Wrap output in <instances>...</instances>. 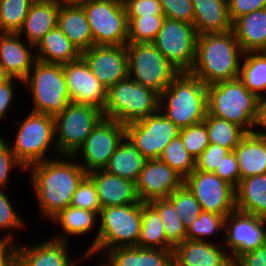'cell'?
<instances>
[{
    "instance_id": "35",
    "label": "cell",
    "mask_w": 266,
    "mask_h": 266,
    "mask_svg": "<svg viewBox=\"0 0 266 266\" xmlns=\"http://www.w3.org/2000/svg\"><path fill=\"white\" fill-rule=\"evenodd\" d=\"M137 247L174 249L166 239L160 215L149 203L142 202V226Z\"/></svg>"
},
{
    "instance_id": "9",
    "label": "cell",
    "mask_w": 266,
    "mask_h": 266,
    "mask_svg": "<svg viewBox=\"0 0 266 266\" xmlns=\"http://www.w3.org/2000/svg\"><path fill=\"white\" fill-rule=\"evenodd\" d=\"M128 76L159 95L180 71L152 43H127Z\"/></svg>"
},
{
    "instance_id": "32",
    "label": "cell",
    "mask_w": 266,
    "mask_h": 266,
    "mask_svg": "<svg viewBox=\"0 0 266 266\" xmlns=\"http://www.w3.org/2000/svg\"><path fill=\"white\" fill-rule=\"evenodd\" d=\"M36 59L54 64H67L81 57V52L56 26L35 46Z\"/></svg>"
},
{
    "instance_id": "1",
    "label": "cell",
    "mask_w": 266,
    "mask_h": 266,
    "mask_svg": "<svg viewBox=\"0 0 266 266\" xmlns=\"http://www.w3.org/2000/svg\"><path fill=\"white\" fill-rule=\"evenodd\" d=\"M26 172L38 201L39 215L45 220L71 205L76 188L88 174L73 156L32 164Z\"/></svg>"
},
{
    "instance_id": "2",
    "label": "cell",
    "mask_w": 266,
    "mask_h": 266,
    "mask_svg": "<svg viewBox=\"0 0 266 266\" xmlns=\"http://www.w3.org/2000/svg\"><path fill=\"white\" fill-rule=\"evenodd\" d=\"M244 52L234 32L204 33L197 37L194 64L189 71L205 85L239 77Z\"/></svg>"
},
{
    "instance_id": "19",
    "label": "cell",
    "mask_w": 266,
    "mask_h": 266,
    "mask_svg": "<svg viewBox=\"0 0 266 266\" xmlns=\"http://www.w3.org/2000/svg\"><path fill=\"white\" fill-rule=\"evenodd\" d=\"M184 178L159 159H147L136 184L138 198L143 203L168 198L183 185Z\"/></svg>"
},
{
    "instance_id": "21",
    "label": "cell",
    "mask_w": 266,
    "mask_h": 266,
    "mask_svg": "<svg viewBox=\"0 0 266 266\" xmlns=\"http://www.w3.org/2000/svg\"><path fill=\"white\" fill-rule=\"evenodd\" d=\"M185 240L173 249L175 266H233L223 243ZM213 241V242H212Z\"/></svg>"
},
{
    "instance_id": "48",
    "label": "cell",
    "mask_w": 266,
    "mask_h": 266,
    "mask_svg": "<svg viewBox=\"0 0 266 266\" xmlns=\"http://www.w3.org/2000/svg\"><path fill=\"white\" fill-rule=\"evenodd\" d=\"M166 18L193 24L194 8L192 0H159Z\"/></svg>"
},
{
    "instance_id": "39",
    "label": "cell",
    "mask_w": 266,
    "mask_h": 266,
    "mask_svg": "<svg viewBox=\"0 0 266 266\" xmlns=\"http://www.w3.org/2000/svg\"><path fill=\"white\" fill-rule=\"evenodd\" d=\"M127 18V43H153L166 17L164 14H155Z\"/></svg>"
},
{
    "instance_id": "23",
    "label": "cell",
    "mask_w": 266,
    "mask_h": 266,
    "mask_svg": "<svg viewBox=\"0 0 266 266\" xmlns=\"http://www.w3.org/2000/svg\"><path fill=\"white\" fill-rule=\"evenodd\" d=\"M93 181L101 208L124 206L140 202L135 182L107 173L104 170L89 172Z\"/></svg>"
},
{
    "instance_id": "17",
    "label": "cell",
    "mask_w": 266,
    "mask_h": 266,
    "mask_svg": "<svg viewBox=\"0 0 266 266\" xmlns=\"http://www.w3.org/2000/svg\"><path fill=\"white\" fill-rule=\"evenodd\" d=\"M81 57L107 90L128 77L126 45H94L81 52Z\"/></svg>"
},
{
    "instance_id": "28",
    "label": "cell",
    "mask_w": 266,
    "mask_h": 266,
    "mask_svg": "<svg viewBox=\"0 0 266 266\" xmlns=\"http://www.w3.org/2000/svg\"><path fill=\"white\" fill-rule=\"evenodd\" d=\"M232 31L244 53L266 51V8L237 18Z\"/></svg>"
},
{
    "instance_id": "43",
    "label": "cell",
    "mask_w": 266,
    "mask_h": 266,
    "mask_svg": "<svg viewBox=\"0 0 266 266\" xmlns=\"http://www.w3.org/2000/svg\"><path fill=\"white\" fill-rule=\"evenodd\" d=\"M167 199L173 204L186 229L192 225L202 212L201 205L184 184Z\"/></svg>"
},
{
    "instance_id": "33",
    "label": "cell",
    "mask_w": 266,
    "mask_h": 266,
    "mask_svg": "<svg viewBox=\"0 0 266 266\" xmlns=\"http://www.w3.org/2000/svg\"><path fill=\"white\" fill-rule=\"evenodd\" d=\"M146 161L141 152L125 137L103 170L136 182Z\"/></svg>"
},
{
    "instance_id": "22",
    "label": "cell",
    "mask_w": 266,
    "mask_h": 266,
    "mask_svg": "<svg viewBox=\"0 0 266 266\" xmlns=\"http://www.w3.org/2000/svg\"><path fill=\"white\" fill-rule=\"evenodd\" d=\"M21 38L18 33H0V64L10 77L23 81L37 59L35 46Z\"/></svg>"
},
{
    "instance_id": "49",
    "label": "cell",
    "mask_w": 266,
    "mask_h": 266,
    "mask_svg": "<svg viewBox=\"0 0 266 266\" xmlns=\"http://www.w3.org/2000/svg\"><path fill=\"white\" fill-rule=\"evenodd\" d=\"M124 7L127 17L163 14L159 0H128Z\"/></svg>"
},
{
    "instance_id": "45",
    "label": "cell",
    "mask_w": 266,
    "mask_h": 266,
    "mask_svg": "<svg viewBox=\"0 0 266 266\" xmlns=\"http://www.w3.org/2000/svg\"><path fill=\"white\" fill-rule=\"evenodd\" d=\"M71 206L96 213L101 212V205L93 181L86 176L73 194Z\"/></svg>"
},
{
    "instance_id": "56",
    "label": "cell",
    "mask_w": 266,
    "mask_h": 266,
    "mask_svg": "<svg viewBox=\"0 0 266 266\" xmlns=\"http://www.w3.org/2000/svg\"><path fill=\"white\" fill-rule=\"evenodd\" d=\"M11 77L10 75L5 71L4 67L0 64V84L6 82Z\"/></svg>"
},
{
    "instance_id": "59",
    "label": "cell",
    "mask_w": 266,
    "mask_h": 266,
    "mask_svg": "<svg viewBox=\"0 0 266 266\" xmlns=\"http://www.w3.org/2000/svg\"><path fill=\"white\" fill-rule=\"evenodd\" d=\"M121 4H124L128 0H118Z\"/></svg>"
},
{
    "instance_id": "38",
    "label": "cell",
    "mask_w": 266,
    "mask_h": 266,
    "mask_svg": "<svg viewBox=\"0 0 266 266\" xmlns=\"http://www.w3.org/2000/svg\"><path fill=\"white\" fill-rule=\"evenodd\" d=\"M225 218L222 215L202 211L200 216L186 229V240L211 242L209 237L214 239L215 236L221 235L219 243H223Z\"/></svg>"
},
{
    "instance_id": "52",
    "label": "cell",
    "mask_w": 266,
    "mask_h": 266,
    "mask_svg": "<svg viewBox=\"0 0 266 266\" xmlns=\"http://www.w3.org/2000/svg\"><path fill=\"white\" fill-rule=\"evenodd\" d=\"M17 81L23 86V81L15 77H11L6 82L0 84V120L8 119L7 114L13 106L12 103L16 93L14 85H16Z\"/></svg>"
},
{
    "instance_id": "41",
    "label": "cell",
    "mask_w": 266,
    "mask_h": 266,
    "mask_svg": "<svg viewBox=\"0 0 266 266\" xmlns=\"http://www.w3.org/2000/svg\"><path fill=\"white\" fill-rule=\"evenodd\" d=\"M158 159L168 164L183 178L195 169V159L187 152L180 136L170 141Z\"/></svg>"
},
{
    "instance_id": "12",
    "label": "cell",
    "mask_w": 266,
    "mask_h": 266,
    "mask_svg": "<svg viewBox=\"0 0 266 266\" xmlns=\"http://www.w3.org/2000/svg\"><path fill=\"white\" fill-rule=\"evenodd\" d=\"M198 33L193 24L165 18L153 45L180 72L194 64Z\"/></svg>"
},
{
    "instance_id": "5",
    "label": "cell",
    "mask_w": 266,
    "mask_h": 266,
    "mask_svg": "<svg viewBox=\"0 0 266 266\" xmlns=\"http://www.w3.org/2000/svg\"><path fill=\"white\" fill-rule=\"evenodd\" d=\"M14 124L18 126L16 137L14 144L9 141V145L25 169L32 164L60 157L55 142L54 116L30 111L23 120L17 119ZM50 153L55 154L54 157Z\"/></svg>"
},
{
    "instance_id": "47",
    "label": "cell",
    "mask_w": 266,
    "mask_h": 266,
    "mask_svg": "<svg viewBox=\"0 0 266 266\" xmlns=\"http://www.w3.org/2000/svg\"><path fill=\"white\" fill-rule=\"evenodd\" d=\"M231 151L217 144H209L195 160V170L215 173L220 168L224 156Z\"/></svg>"
},
{
    "instance_id": "11",
    "label": "cell",
    "mask_w": 266,
    "mask_h": 266,
    "mask_svg": "<svg viewBox=\"0 0 266 266\" xmlns=\"http://www.w3.org/2000/svg\"><path fill=\"white\" fill-rule=\"evenodd\" d=\"M87 15L94 45H126L128 18L118 0H87L80 3Z\"/></svg>"
},
{
    "instance_id": "58",
    "label": "cell",
    "mask_w": 266,
    "mask_h": 266,
    "mask_svg": "<svg viewBox=\"0 0 266 266\" xmlns=\"http://www.w3.org/2000/svg\"><path fill=\"white\" fill-rule=\"evenodd\" d=\"M34 2H38V1H53V0H33ZM56 1V0H55Z\"/></svg>"
},
{
    "instance_id": "57",
    "label": "cell",
    "mask_w": 266,
    "mask_h": 266,
    "mask_svg": "<svg viewBox=\"0 0 266 266\" xmlns=\"http://www.w3.org/2000/svg\"><path fill=\"white\" fill-rule=\"evenodd\" d=\"M58 3H82L87 0H56Z\"/></svg>"
},
{
    "instance_id": "13",
    "label": "cell",
    "mask_w": 266,
    "mask_h": 266,
    "mask_svg": "<svg viewBox=\"0 0 266 266\" xmlns=\"http://www.w3.org/2000/svg\"><path fill=\"white\" fill-rule=\"evenodd\" d=\"M124 138L125 125L103 117L73 157L87 173L103 170Z\"/></svg>"
},
{
    "instance_id": "8",
    "label": "cell",
    "mask_w": 266,
    "mask_h": 266,
    "mask_svg": "<svg viewBox=\"0 0 266 266\" xmlns=\"http://www.w3.org/2000/svg\"><path fill=\"white\" fill-rule=\"evenodd\" d=\"M159 110V94L129 76L107 90L103 114L123 125L139 121Z\"/></svg>"
},
{
    "instance_id": "46",
    "label": "cell",
    "mask_w": 266,
    "mask_h": 266,
    "mask_svg": "<svg viewBox=\"0 0 266 266\" xmlns=\"http://www.w3.org/2000/svg\"><path fill=\"white\" fill-rule=\"evenodd\" d=\"M0 136V189L8 191V183L10 182L11 173L14 170L20 169L25 173V167L16 159L15 154L12 152L9 142ZM17 168V169H16Z\"/></svg>"
},
{
    "instance_id": "31",
    "label": "cell",
    "mask_w": 266,
    "mask_h": 266,
    "mask_svg": "<svg viewBox=\"0 0 266 266\" xmlns=\"http://www.w3.org/2000/svg\"><path fill=\"white\" fill-rule=\"evenodd\" d=\"M236 210L266 219V173L241 179L235 187Z\"/></svg>"
},
{
    "instance_id": "16",
    "label": "cell",
    "mask_w": 266,
    "mask_h": 266,
    "mask_svg": "<svg viewBox=\"0 0 266 266\" xmlns=\"http://www.w3.org/2000/svg\"><path fill=\"white\" fill-rule=\"evenodd\" d=\"M266 243V219L235 210L225 218L223 246L234 262Z\"/></svg>"
},
{
    "instance_id": "50",
    "label": "cell",
    "mask_w": 266,
    "mask_h": 266,
    "mask_svg": "<svg viewBox=\"0 0 266 266\" xmlns=\"http://www.w3.org/2000/svg\"><path fill=\"white\" fill-rule=\"evenodd\" d=\"M215 174L221 179L227 181L236 187L240 181L239 164L234 151L224 156L220 168H217Z\"/></svg>"
},
{
    "instance_id": "36",
    "label": "cell",
    "mask_w": 266,
    "mask_h": 266,
    "mask_svg": "<svg viewBox=\"0 0 266 266\" xmlns=\"http://www.w3.org/2000/svg\"><path fill=\"white\" fill-rule=\"evenodd\" d=\"M206 124L209 142L233 151L247 132L239 125L207 113Z\"/></svg>"
},
{
    "instance_id": "55",
    "label": "cell",
    "mask_w": 266,
    "mask_h": 266,
    "mask_svg": "<svg viewBox=\"0 0 266 266\" xmlns=\"http://www.w3.org/2000/svg\"><path fill=\"white\" fill-rule=\"evenodd\" d=\"M0 266H17L16 244L0 241Z\"/></svg>"
},
{
    "instance_id": "14",
    "label": "cell",
    "mask_w": 266,
    "mask_h": 266,
    "mask_svg": "<svg viewBox=\"0 0 266 266\" xmlns=\"http://www.w3.org/2000/svg\"><path fill=\"white\" fill-rule=\"evenodd\" d=\"M180 128L160 110L125 125V137L146 159H158L164 148L180 134Z\"/></svg>"
},
{
    "instance_id": "4",
    "label": "cell",
    "mask_w": 266,
    "mask_h": 266,
    "mask_svg": "<svg viewBox=\"0 0 266 266\" xmlns=\"http://www.w3.org/2000/svg\"><path fill=\"white\" fill-rule=\"evenodd\" d=\"M99 222L95 238L84 250L87 260L109 249L138 245L142 226V202L102 208Z\"/></svg>"
},
{
    "instance_id": "10",
    "label": "cell",
    "mask_w": 266,
    "mask_h": 266,
    "mask_svg": "<svg viewBox=\"0 0 266 266\" xmlns=\"http://www.w3.org/2000/svg\"><path fill=\"white\" fill-rule=\"evenodd\" d=\"M103 117L98 108L74 102L56 114L55 142L60 156H73Z\"/></svg>"
},
{
    "instance_id": "40",
    "label": "cell",
    "mask_w": 266,
    "mask_h": 266,
    "mask_svg": "<svg viewBox=\"0 0 266 266\" xmlns=\"http://www.w3.org/2000/svg\"><path fill=\"white\" fill-rule=\"evenodd\" d=\"M33 0H1L0 33H18Z\"/></svg>"
},
{
    "instance_id": "29",
    "label": "cell",
    "mask_w": 266,
    "mask_h": 266,
    "mask_svg": "<svg viewBox=\"0 0 266 266\" xmlns=\"http://www.w3.org/2000/svg\"><path fill=\"white\" fill-rule=\"evenodd\" d=\"M233 151L239 164L240 180L266 173V136L247 133Z\"/></svg>"
},
{
    "instance_id": "60",
    "label": "cell",
    "mask_w": 266,
    "mask_h": 266,
    "mask_svg": "<svg viewBox=\"0 0 266 266\" xmlns=\"http://www.w3.org/2000/svg\"><path fill=\"white\" fill-rule=\"evenodd\" d=\"M168 266H175L174 262L172 261Z\"/></svg>"
},
{
    "instance_id": "53",
    "label": "cell",
    "mask_w": 266,
    "mask_h": 266,
    "mask_svg": "<svg viewBox=\"0 0 266 266\" xmlns=\"http://www.w3.org/2000/svg\"><path fill=\"white\" fill-rule=\"evenodd\" d=\"M233 266H266V243L240 255L233 262Z\"/></svg>"
},
{
    "instance_id": "30",
    "label": "cell",
    "mask_w": 266,
    "mask_h": 266,
    "mask_svg": "<svg viewBox=\"0 0 266 266\" xmlns=\"http://www.w3.org/2000/svg\"><path fill=\"white\" fill-rule=\"evenodd\" d=\"M99 221V213L68 206L55 215L50 223L60 226L62 230L52 236V239L69 242L71 236H85L89 233H94L97 229ZM96 228V229H95ZM94 230V231H93Z\"/></svg>"
},
{
    "instance_id": "44",
    "label": "cell",
    "mask_w": 266,
    "mask_h": 266,
    "mask_svg": "<svg viewBox=\"0 0 266 266\" xmlns=\"http://www.w3.org/2000/svg\"><path fill=\"white\" fill-rule=\"evenodd\" d=\"M179 136L187 152L196 160L210 144L204 122L181 128Z\"/></svg>"
},
{
    "instance_id": "6",
    "label": "cell",
    "mask_w": 266,
    "mask_h": 266,
    "mask_svg": "<svg viewBox=\"0 0 266 266\" xmlns=\"http://www.w3.org/2000/svg\"><path fill=\"white\" fill-rule=\"evenodd\" d=\"M258 97L239 78L207 86V113L252 133Z\"/></svg>"
},
{
    "instance_id": "18",
    "label": "cell",
    "mask_w": 266,
    "mask_h": 266,
    "mask_svg": "<svg viewBox=\"0 0 266 266\" xmlns=\"http://www.w3.org/2000/svg\"><path fill=\"white\" fill-rule=\"evenodd\" d=\"M62 67L71 102L94 106L104 111L107 89L93 75L85 60L80 57Z\"/></svg>"
},
{
    "instance_id": "24",
    "label": "cell",
    "mask_w": 266,
    "mask_h": 266,
    "mask_svg": "<svg viewBox=\"0 0 266 266\" xmlns=\"http://www.w3.org/2000/svg\"><path fill=\"white\" fill-rule=\"evenodd\" d=\"M101 253L100 266H168L173 261V250L159 248L116 247Z\"/></svg>"
},
{
    "instance_id": "54",
    "label": "cell",
    "mask_w": 266,
    "mask_h": 266,
    "mask_svg": "<svg viewBox=\"0 0 266 266\" xmlns=\"http://www.w3.org/2000/svg\"><path fill=\"white\" fill-rule=\"evenodd\" d=\"M252 133L266 136V96L258 98Z\"/></svg>"
},
{
    "instance_id": "25",
    "label": "cell",
    "mask_w": 266,
    "mask_h": 266,
    "mask_svg": "<svg viewBox=\"0 0 266 266\" xmlns=\"http://www.w3.org/2000/svg\"><path fill=\"white\" fill-rule=\"evenodd\" d=\"M57 27L80 52L94 46L88 18L81 4L60 3Z\"/></svg>"
},
{
    "instance_id": "15",
    "label": "cell",
    "mask_w": 266,
    "mask_h": 266,
    "mask_svg": "<svg viewBox=\"0 0 266 266\" xmlns=\"http://www.w3.org/2000/svg\"><path fill=\"white\" fill-rule=\"evenodd\" d=\"M183 184L194 195L202 211L226 217L236 210L235 187L215 173L193 170Z\"/></svg>"
},
{
    "instance_id": "34",
    "label": "cell",
    "mask_w": 266,
    "mask_h": 266,
    "mask_svg": "<svg viewBox=\"0 0 266 266\" xmlns=\"http://www.w3.org/2000/svg\"><path fill=\"white\" fill-rule=\"evenodd\" d=\"M238 78L258 98L266 96V52L244 53Z\"/></svg>"
},
{
    "instance_id": "7",
    "label": "cell",
    "mask_w": 266,
    "mask_h": 266,
    "mask_svg": "<svg viewBox=\"0 0 266 266\" xmlns=\"http://www.w3.org/2000/svg\"><path fill=\"white\" fill-rule=\"evenodd\" d=\"M23 87L32 95L33 112L55 116L71 102L61 64L37 60L23 80Z\"/></svg>"
},
{
    "instance_id": "37",
    "label": "cell",
    "mask_w": 266,
    "mask_h": 266,
    "mask_svg": "<svg viewBox=\"0 0 266 266\" xmlns=\"http://www.w3.org/2000/svg\"><path fill=\"white\" fill-rule=\"evenodd\" d=\"M149 204L160 215L167 241L175 247L186 240V228L173 204L167 199H155Z\"/></svg>"
},
{
    "instance_id": "3",
    "label": "cell",
    "mask_w": 266,
    "mask_h": 266,
    "mask_svg": "<svg viewBox=\"0 0 266 266\" xmlns=\"http://www.w3.org/2000/svg\"><path fill=\"white\" fill-rule=\"evenodd\" d=\"M159 110L180 129L203 122L207 85L189 72H180L159 95Z\"/></svg>"
},
{
    "instance_id": "26",
    "label": "cell",
    "mask_w": 266,
    "mask_h": 266,
    "mask_svg": "<svg viewBox=\"0 0 266 266\" xmlns=\"http://www.w3.org/2000/svg\"><path fill=\"white\" fill-rule=\"evenodd\" d=\"M60 3L57 1L33 2L18 34L36 46L39 41L57 26Z\"/></svg>"
},
{
    "instance_id": "20",
    "label": "cell",
    "mask_w": 266,
    "mask_h": 266,
    "mask_svg": "<svg viewBox=\"0 0 266 266\" xmlns=\"http://www.w3.org/2000/svg\"><path fill=\"white\" fill-rule=\"evenodd\" d=\"M18 242L16 243L17 266H78L82 260L87 261L85 253L78 259L71 257L68 249L70 244L66 241L49 237L35 244L33 242L23 245Z\"/></svg>"
},
{
    "instance_id": "27",
    "label": "cell",
    "mask_w": 266,
    "mask_h": 266,
    "mask_svg": "<svg viewBox=\"0 0 266 266\" xmlns=\"http://www.w3.org/2000/svg\"><path fill=\"white\" fill-rule=\"evenodd\" d=\"M194 8L193 25L198 33H225L232 30L228 1L192 0Z\"/></svg>"
},
{
    "instance_id": "42",
    "label": "cell",
    "mask_w": 266,
    "mask_h": 266,
    "mask_svg": "<svg viewBox=\"0 0 266 266\" xmlns=\"http://www.w3.org/2000/svg\"><path fill=\"white\" fill-rule=\"evenodd\" d=\"M7 194L8 193L6 190L0 189V232H6L4 237L3 235L2 238L0 236V241L16 244L17 242L14 238L15 236H13V232L19 229L24 231V229H26L27 223L23 221L22 216L18 214L14 207L13 201Z\"/></svg>"
},
{
    "instance_id": "51",
    "label": "cell",
    "mask_w": 266,
    "mask_h": 266,
    "mask_svg": "<svg viewBox=\"0 0 266 266\" xmlns=\"http://www.w3.org/2000/svg\"><path fill=\"white\" fill-rule=\"evenodd\" d=\"M266 8V0H228L229 17L232 23L243 15Z\"/></svg>"
}]
</instances>
